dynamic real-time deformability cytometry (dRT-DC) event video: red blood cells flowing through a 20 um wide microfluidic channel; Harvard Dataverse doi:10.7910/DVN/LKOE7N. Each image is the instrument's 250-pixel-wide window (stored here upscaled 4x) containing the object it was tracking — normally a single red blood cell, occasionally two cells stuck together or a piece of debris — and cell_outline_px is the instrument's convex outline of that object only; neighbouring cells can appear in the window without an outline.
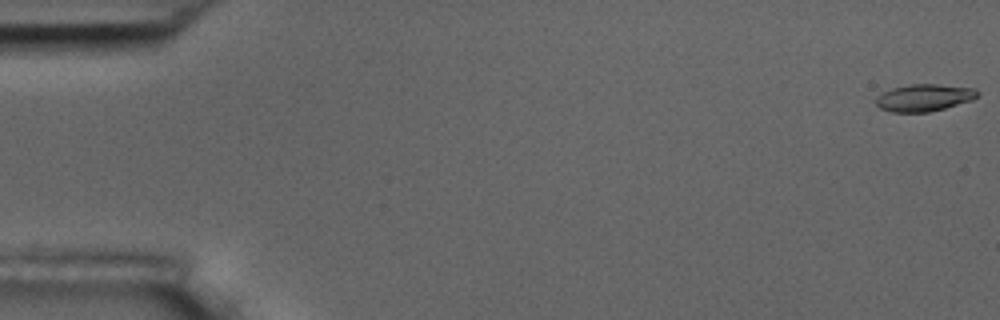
{"species": "common noctule bat (a hibernating species)", "species_latin": "Nyctalus noctula", "temperature_condition": "room temperature", "stored_images_in_passage": 5, "camera_frame_rate_fps": 3000, "um_per_image_px": 0.085, "animal": {"sex": "male", "body_mass_g": 17.5, "forearm_length_mm": 52.3}, "frame": {"image": 1, "passage_image": 1, "time_ms": 0.0, "image_size_px": [1000, 320], "cell_outline_px": [[980, 92], [972, 100], [944, 108], [928, 112], [892, 112], [880, 108], [876, 104], [876, 96], [892, 88], [912, 84], [936, 84], [976, 88]], "centroid_in_image_um": [78.55, 8.3], "position_along_channel_um": 6.4, "area_um2": 15.95}}
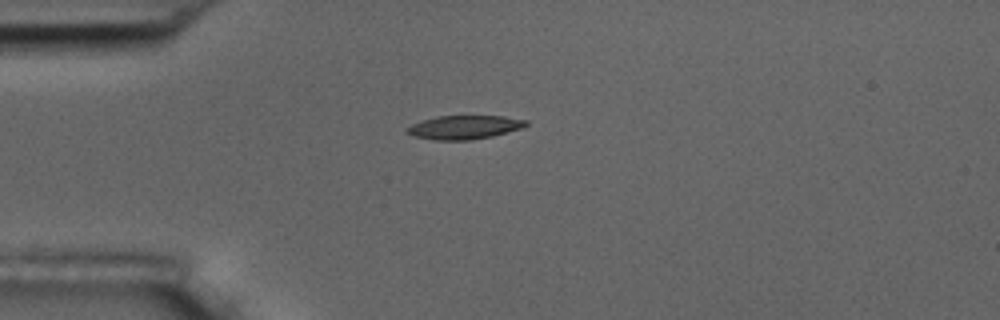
{"frame": {"image": 2, "passage_image": 5, "time_ms": 4.667, "image_size_px": [1000, 320], "cell_outline_px": [[528, 124], [524, 128], [492, 136], [472, 140], [432, 140], [412, 136], [404, 132], [404, 128], [412, 124], [436, 116], [504, 116], [528, 120]], "centroid_in_image_um": [39.45, 10.82], "position_along_channel_um": 45.6, "area_um2": 16.7}}